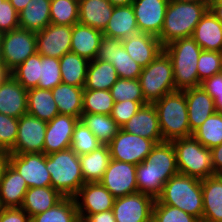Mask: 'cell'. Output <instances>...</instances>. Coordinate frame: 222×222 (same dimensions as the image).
<instances>
[{"mask_svg":"<svg viewBox=\"0 0 222 222\" xmlns=\"http://www.w3.org/2000/svg\"><path fill=\"white\" fill-rule=\"evenodd\" d=\"M210 150L214 174L222 175V144L217 145Z\"/></svg>","mask_w":222,"mask_h":222,"instance_id":"53","label":"cell"},{"mask_svg":"<svg viewBox=\"0 0 222 222\" xmlns=\"http://www.w3.org/2000/svg\"><path fill=\"white\" fill-rule=\"evenodd\" d=\"M177 2L194 3V2H209V0H168V3H177Z\"/></svg>","mask_w":222,"mask_h":222,"instance_id":"60","label":"cell"},{"mask_svg":"<svg viewBox=\"0 0 222 222\" xmlns=\"http://www.w3.org/2000/svg\"><path fill=\"white\" fill-rule=\"evenodd\" d=\"M114 7L108 0H78V22L103 32Z\"/></svg>","mask_w":222,"mask_h":222,"instance_id":"27","label":"cell"},{"mask_svg":"<svg viewBox=\"0 0 222 222\" xmlns=\"http://www.w3.org/2000/svg\"><path fill=\"white\" fill-rule=\"evenodd\" d=\"M28 189L24 178L9 164L0 181V208L21 207Z\"/></svg>","mask_w":222,"mask_h":222,"instance_id":"26","label":"cell"},{"mask_svg":"<svg viewBox=\"0 0 222 222\" xmlns=\"http://www.w3.org/2000/svg\"><path fill=\"white\" fill-rule=\"evenodd\" d=\"M113 105L110 90H83L82 113L110 115Z\"/></svg>","mask_w":222,"mask_h":222,"instance_id":"41","label":"cell"},{"mask_svg":"<svg viewBox=\"0 0 222 222\" xmlns=\"http://www.w3.org/2000/svg\"><path fill=\"white\" fill-rule=\"evenodd\" d=\"M96 59L111 63L121 79H138L143 67L126 52L121 39L103 35Z\"/></svg>","mask_w":222,"mask_h":222,"instance_id":"11","label":"cell"},{"mask_svg":"<svg viewBox=\"0 0 222 222\" xmlns=\"http://www.w3.org/2000/svg\"><path fill=\"white\" fill-rule=\"evenodd\" d=\"M51 0H31L27 6L18 13L19 28L39 32L50 23Z\"/></svg>","mask_w":222,"mask_h":222,"instance_id":"30","label":"cell"},{"mask_svg":"<svg viewBox=\"0 0 222 222\" xmlns=\"http://www.w3.org/2000/svg\"><path fill=\"white\" fill-rule=\"evenodd\" d=\"M202 180L184 174L172 176L165 184L157 200L202 219Z\"/></svg>","mask_w":222,"mask_h":222,"instance_id":"4","label":"cell"},{"mask_svg":"<svg viewBox=\"0 0 222 222\" xmlns=\"http://www.w3.org/2000/svg\"><path fill=\"white\" fill-rule=\"evenodd\" d=\"M183 92L187 101L189 127L194 132L208 117L217 112L215 102L201 86Z\"/></svg>","mask_w":222,"mask_h":222,"instance_id":"23","label":"cell"},{"mask_svg":"<svg viewBox=\"0 0 222 222\" xmlns=\"http://www.w3.org/2000/svg\"><path fill=\"white\" fill-rule=\"evenodd\" d=\"M62 83L60 61L40 55V78L38 88L52 90Z\"/></svg>","mask_w":222,"mask_h":222,"instance_id":"44","label":"cell"},{"mask_svg":"<svg viewBox=\"0 0 222 222\" xmlns=\"http://www.w3.org/2000/svg\"><path fill=\"white\" fill-rule=\"evenodd\" d=\"M30 222H81L74 197H63L43 213L30 218Z\"/></svg>","mask_w":222,"mask_h":222,"instance_id":"38","label":"cell"},{"mask_svg":"<svg viewBox=\"0 0 222 222\" xmlns=\"http://www.w3.org/2000/svg\"><path fill=\"white\" fill-rule=\"evenodd\" d=\"M113 6H127L131 5L134 0H108Z\"/></svg>","mask_w":222,"mask_h":222,"instance_id":"58","label":"cell"},{"mask_svg":"<svg viewBox=\"0 0 222 222\" xmlns=\"http://www.w3.org/2000/svg\"><path fill=\"white\" fill-rule=\"evenodd\" d=\"M193 136L209 149L222 144V113L216 112L208 117Z\"/></svg>","mask_w":222,"mask_h":222,"instance_id":"39","label":"cell"},{"mask_svg":"<svg viewBox=\"0 0 222 222\" xmlns=\"http://www.w3.org/2000/svg\"><path fill=\"white\" fill-rule=\"evenodd\" d=\"M200 82L222 72V52L202 50L197 63Z\"/></svg>","mask_w":222,"mask_h":222,"instance_id":"46","label":"cell"},{"mask_svg":"<svg viewBox=\"0 0 222 222\" xmlns=\"http://www.w3.org/2000/svg\"><path fill=\"white\" fill-rule=\"evenodd\" d=\"M100 183L115 198L137 193L136 165L111 159Z\"/></svg>","mask_w":222,"mask_h":222,"instance_id":"13","label":"cell"},{"mask_svg":"<svg viewBox=\"0 0 222 222\" xmlns=\"http://www.w3.org/2000/svg\"><path fill=\"white\" fill-rule=\"evenodd\" d=\"M145 102L153 104L164 95L176 91L171 58L162 50L158 56L142 69L138 78Z\"/></svg>","mask_w":222,"mask_h":222,"instance_id":"8","label":"cell"},{"mask_svg":"<svg viewBox=\"0 0 222 222\" xmlns=\"http://www.w3.org/2000/svg\"><path fill=\"white\" fill-rule=\"evenodd\" d=\"M79 120L71 115L58 114L48 121L43 153L49 155L71 148V138Z\"/></svg>","mask_w":222,"mask_h":222,"instance_id":"19","label":"cell"},{"mask_svg":"<svg viewBox=\"0 0 222 222\" xmlns=\"http://www.w3.org/2000/svg\"><path fill=\"white\" fill-rule=\"evenodd\" d=\"M83 90L84 87L65 83H60L53 88L51 91L59 114L71 115L80 119L83 108Z\"/></svg>","mask_w":222,"mask_h":222,"instance_id":"33","label":"cell"},{"mask_svg":"<svg viewBox=\"0 0 222 222\" xmlns=\"http://www.w3.org/2000/svg\"><path fill=\"white\" fill-rule=\"evenodd\" d=\"M138 32L132 5L115 6L103 35L122 40Z\"/></svg>","mask_w":222,"mask_h":222,"instance_id":"29","label":"cell"},{"mask_svg":"<svg viewBox=\"0 0 222 222\" xmlns=\"http://www.w3.org/2000/svg\"><path fill=\"white\" fill-rule=\"evenodd\" d=\"M72 26L49 24L36 32L37 53L46 57L60 59L71 52Z\"/></svg>","mask_w":222,"mask_h":222,"instance_id":"17","label":"cell"},{"mask_svg":"<svg viewBox=\"0 0 222 222\" xmlns=\"http://www.w3.org/2000/svg\"><path fill=\"white\" fill-rule=\"evenodd\" d=\"M80 120L102 145H108L120 130L115 120L107 114L82 113Z\"/></svg>","mask_w":222,"mask_h":222,"instance_id":"37","label":"cell"},{"mask_svg":"<svg viewBox=\"0 0 222 222\" xmlns=\"http://www.w3.org/2000/svg\"><path fill=\"white\" fill-rule=\"evenodd\" d=\"M10 4L15 8V10L19 13L20 11H22L27 4L31 1V0H9Z\"/></svg>","mask_w":222,"mask_h":222,"instance_id":"57","label":"cell"},{"mask_svg":"<svg viewBox=\"0 0 222 222\" xmlns=\"http://www.w3.org/2000/svg\"><path fill=\"white\" fill-rule=\"evenodd\" d=\"M147 104L145 101H130L114 102L110 116L115 120L121 128L129 119L135 115L142 105Z\"/></svg>","mask_w":222,"mask_h":222,"instance_id":"49","label":"cell"},{"mask_svg":"<svg viewBox=\"0 0 222 222\" xmlns=\"http://www.w3.org/2000/svg\"><path fill=\"white\" fill-rule=\"evenodd\" d=\"M19 28V15L9 0L0 3V34Z\"/></svg>","mask_w":222,"mask_h":222,"instance_id":"50","label":"cell"},{"mask_svg":"<svg viewBox=\"0 0 222 222\" xmlns=\"http://www.w3.org/2000/svg\"><path fill=\"white\" fill-rule=\"evenodd\" d=\"M122 44L129 56L143 68L163 50L158 37L143 32L122 39Z\"/></svg>","mask_w":222,"mask_h":222,"instance_id":"22","label":"cell"},{"mask_svg":"<svg viewBox=\"0 0 222 222\" xmlns=\"http://www.w3.org/2000/svg\"><path fill=\"white\" fill-rule=\"evenodd\" d=\"M80 221L88 215L112 210L115 197L100 183H85L74 197Z\"/></svg>","mask_w":222,"mask_h":222,"instance_id":"16","label":"cell"},{"mask_svg":"<svg viewBox=\"0 0 222 222\" xmlns=\"http://www.w3.org/2000/svg\"><path fill=\"white\" fill-rule=\"evenodd\" d=\"M47 122L30 114L19 118L18 134L10 153H43Z\"/></svg>","mask_w":222,"mask_h":222,"instance_id":"12","label":"cell"},{"mask_svg":"<svg viewBox=\"0 0 222 222\" xmlns=\"http://www.w3.org/2000/svg\"><path fill=\"white\" fill-rule=\"evenodd\" d=\"M10 74L25 89L38 87L40 78V54L29 56L23 63L13 69Z\"/></svg>","mask_w":222,"mask_h":222,"instance_id":"40","label":"cell"},{"mask_svg":"<svg viewBox=\"0 0 222 222\" xmlns=\"http://www.w3.org/2000/svg\"><path fill=\"white\" fill-rule=\"evenodd\" d=\"M59 61L62 83L84 87L89 61L73 52L64 54Z\"/></svg>","mask_w":222,"mask_h":222,"instance_id":"36","label":"cell"},{"mask_svg":"<svg viewBox=\"0 0 222 222\" xmlns=\"http://www.w3.org/2000/svg\"><path fill=\"white\" fill-rule=\"evenodd\" d=\"M121 129L130 134L154 140L156 143L163 142L157 111L153 104L142 105Z\"/></svg>","mask_w":222,"mask_h":222,"instance_id":"20","label":"cell"},{"mask_svg":"<svg viewBox=\"0 0 222 222\" xmlns=\"http://www.w3.org/2000/svg\"><path fill=\"white\" fill-rule=\"evenodd\" d=\"M63 196L51 186L29 188L21 208L31 217L57 204Z\"/></svg>","mask_w":222,"mask_h":222,"instance_id":"31","label":"cell"},{"mask_svg":"<svg viewBox=\"0 0 222 222\" xmlns=\"http://www.w3.org/2000/svg\"><path fill=\"white\" fill-rule=\"evenodd\" d=\"M0 113L17 119L27 114V89L11 74L0 82Z\"/></svg>","mask_w":222,"mask_h":222,"instance_id":"21","label":"cell"},{"mask_svg":"<svg viewBox=\"0 0 222 222\" xmlns=\"http://www.w3.org/2000/svg\"><path fill=\"white\" fill-rule=\"evenodd\" d=\"M84 183L100 182L111 160L108 145H101L96 150L79 156Z\"/></svg>","mask_w":222,"mask_h":222,"instance_id":"32","label":"cell"},{"mask_svg":"<svg viewBox=\"0 0 222 222\" xmlns=\"http://www.w3.org/2000/svg\"><path fill=\"white\" fill-rule=\"evenodd\" d=\"M118 79L117 71L111 63L94 59L89 61L84 89L110 90Z\"/></svg>","mask_w":222,"mask_h":222,"instance_id":"35","label":"cell"},{"mask_svg":"<svg viewBox=\"0 0 222 222\" xmlns=\"http://www.w3.org/2000/svg\"><path fill=\"white\" fill-rule=\"evenodd\" d=\"M46 169L51 177V187L63 197H75L85 184L79 155L71 148L46 155Z\"/></svg>","mask_w":222,"mask_h":222,"instance_id":"5","label":"cell"},{"mask_svg":"<svg viewBox=\"0 0 222 222\" xmlns=\"http://www.w3.org/2000/svg\"><path fill=\"white\" fill-rule=\"evenodd\" d=\"M155 199L137 192L115 198L113 213L116 222H146L152 217Z\"/></svg>","mask_w":222,"mask_h":222,"instance_id":"15","label":"cell"},{"mask_svg":"<svg viewBox=\"0 0 222 222\" xmlns=\"http://www.w3.org/2000/svg\"><path fill=\"white\" fill-rule=\"evenodd\" d=\"M78 0H51V24L73 26L79 21Z\"/></svg>","mask_w":222,"mask_h":222,"instance_id":"42","label":"cell"},{"mask_svg":"<svg viewBox=\"0 0 222 222\" xmlns=\"http://www.w3.org/2000/svg\"><path fill=\"white\" fill-rule=\"evenodd\" d=\"M19 119L0 113V149L10 151L18 134Z\"/></svg>","mask_w":222,"mask_h":222,"instance_id":"48","label":"cell"},{"mask_svg":"<svg viewBox=\"0 0 222 222\" xmlns=\"http://www.w3.org/2000/svg\"><path fill=\"white\" fill-rule=\"evenodd\" d=\"M10 151L0 149V181L4 175L7 166L10 164Z\"/></svg>","mask_w":222,"mask_h":222,"instance_id":"55","label":"cell"},{"mask_svg":"<svg viewBox=\"0 0 222 222\" xmlns=\"http://www.w3.org/2000/svg\"><path fill=\"white\" fill-rule=\"evenodd\" d=\"M209 9V2L168 3L163 28L158 37L164 47L170 42L192 37L196 25Z\"/></svg>","mask_w":222,"mask_h":222,"instance_id":"2","label":"cell"},{"mask_svg":"<svg viewBox=\"0 0 222 222\" xmlns=\"http://www.w3.org/2000/svg\"><path fill=\"white\" fill-rule=\"evenodd\" d=\"M203 215L210 222H222V175L202 180Z\"/></svg>","mask_w":222,"mask_h":222,"instance_id":"28","label":"cell"},{"mask_svg":"<svg viewBox=\"0 0 222 222\" xmlns=\"http://www.w3.org/2000/svg\"><path fill=\"white\" fill-rule=\"evenodd\" d=\"M192 38L202 50L222 52V22L210 9L196 25Z\"/></svg>","mask_w":222,"mask_h":222,"instance_id":"24","label":"cell"},{"mask_svg":"<svg viewBox=\"0 0 222 222\" xmlns=\"http://www.w3.org/2000/svg\"><path fill=\"white\" fill-rule=\"evenodd\" d=\"M178 173L172 142L157 143L146 159L136 165L138 192L157 199L162 193L164 184Z\"/></svg>","mask_w":222,"mask_h":222,"instance_id":"1","label":"cell"},{"mask_svg":"<svg viewBox=\"0 0 222 222\" xmlns=\"http://www.w3.org/2000/svg\"><path fill=\"white\" fill-rule=\"evenodd\" d=\"M0 67H5L2 60V52H1V34H0Z\"/></svg>","mask_w":222,"mask_h":222,"instance_id":"61","label":"cell"},{"mask_svg":"<svg viewBox=\"0 0 222 222\" xmlns=\"http://www.w3.org/2000/svg\"><path fill=\"white\" fill-rule=\"evenodd\" d=\"M175 149L180 174L203 180L214 176L211 150L203 146L193 135L171 141Z\"/></svg>","mask_w":222,"mask_h":222,"instance_id":"7","label":"cell"},{"mask_svg":"<svg viewBox=\"0 0 222 222\" xmlns=\"http://www.w3.org/2000/svg\"><path fill=\"white\" fill-rule=\"evenodd\" d=\"M152 217L157 222H197L198 219L179 208L167 204H161L155 199Z\"/></svg>","mask_w":222,"mask_h":222,"instance_id":"47","label":"cell"},{"mask_svg":"<svg viewBox=\"0 0 222 222\" xmlns=\"http://www.w3.org/2000/svg\"><path fill=\"white\" fill-rule=\"evenodd\" d=\"M81 222H116L113 210L88 215Z\"/></svg>","mask_w":222,"mask_h":222,"instance_id":"54","label":"cell"},{"mask_svg":"<svg viewBox=\"0 0 222 222\" xmlns=\"http://www.w3.org/2000/svg\"><path fill=\"white\" fill-rule=\"evenodd\" d=\"M0 222H30V216L21 207L0 208Z\"/></svg>","mask_w":222,"mask_h":222,"instance_id":"52","label":"cell"},{"mask_svg":"<svg viewBox=\"0 0 222 222\" xmlns=\"http://www.w3.org/2000/svg\"><path fill=\"white\" fill-rule=\"evenodd\" d=\"M146 222H157L153 217H151L148 221Z\"/></svg>","mask_w":222,"mask_h":222,"instance_id":"62","label":"cell"},{"mask_svg":"<svg viewBox=\"0 0 222 222\" xmlns=\"http://www.w3.org/2000/svg\"><path fill=\"white\" fill-rule=\"evenodd\" d=\"M209 9L222 22V0H209Z\"/></svg>","mask_w":222,"mask_h":222,"instance_id":"56","label":"cell"},{"mask_svg":"<svg viewBox=\"0 0 222 222\" xmlns=\"http://www.w3.org/2000/svg\"><path fill=\"white\" fill-rule=\"evenodd\" d=\"M10 165L24 178L28 188L51 186L44 153H11Z\"/></svg>","mask_w":222,"mask_h":222,"instance_id":"14","label":"cell"},{"mask_svg":"<svg viewBox=\"0 0 222 222\" xmlns=\"http://www.w3.org/2000/svg\"><path fill=\"white\" fill-rule=\"evenodd\" d=\"M110 92L114 102L145 101L138 79L119 78L110 88Z\"/></svg>","mask_w":222,"mask_h":222,"instance_id":"45","label":"cell"},{"mask_svg":"<svg viewBox=\"0 0 222 222\" xmlns=\"http://www.w3.org/2000/svg\"><path fill=\"white\" fill-rule=\"evenodd\" d=\"M103 32L81 23L72 26L71 52L92 61L96 59Z\"/></svg>","mask_w":222,"mask_h":222,"instance_id":"25","label":"cell"},{"mask_svg":"<svg viewBox=\"0 0 222 222\" xmlns=\"http://www.w3.org/2000/svg\"><path fill=\"white\" fill-rule=\"evenodd\" d=\"M27 114L44 120H52L59 110L51 90L31 88L27 90Z\"/></svg>","mask_w":222,"mask_h":222,"instance_id":"34","label":"cell"},{"mask_svg":"<svg viewBox=\"0 0 222 222\" xmlns=\"http://www.w3.org/2000/svg\"><path fill=\"white\" fill-rule=\"evenodd\" d=\"M171 58L176 91L199 87L197 63L202 51L192 37L174 40L163 47Z\"/></svg>","mask_w":222,"mask_h":222,"instance_id":"3","label":"cell"},{"mask_svg":"<svg viewBox=\"0 0 222 222\" xmlns=\"http://www.w3.org/2000/svg\"><path fill=\"white\" fill-rule=\"evenodd\" d=\"M139 32L159 37L164 24L168 0H134L131 4Z\"/></svg>","mask_w":222,"mask_h":222,"instance_id":"18","label":"cell"},{"mask_svg":"<svg viewBox=\"0 0 222 222\" xmlns=\"http://www.w3.org/2000/svg\"><path fill=\"white\" fill-rule=\"evenodd\" d=\"M156 144L154 140L130 134L120 128L108 146L111 159L137 165L146 159Z\"/></svg>","mask_w":222,"mask_h":222,"instance_id":"10","label":"cell"},{"mask_svg":"<svg viewBox=\"0 0 222 222\" xmlns=\"http://www.w3.org/2000/svg\"><path fill=\"white\" fill-rule=\"evenodd\" d=\"M153 105L157 111L163 141L193 135L189 127L187 101L183 91L164 95Z\"/></svg>","mask_w":222,"mask_h":222,"instance_id":"6","label":"cell"},{"mask_svg":"<svg viewBox=\"0 0 222 222\" xmlns=\"http://www.w3.org/2000/svg\"><path fill=\"white\" fill-rule=\"evenodd\" d=\"M200 86L214 99L216 111L222 113V72L205 79Z\"/></svg>","mask_w":222,"mask_h":222,"instance_id":"51","label":"cell"},{"mask_svg":"<svg viewBox=\"0 0 222 222\" xmlns=\"http://www.w3.org/2000/svg\"><path fill=\"white\" fill-rule=\"evenodd\" d=\"M1 52L4 66L11 72L37 52L36 32L17 28L1 34Z\"/></svg>","mask_w":222,"mask_h":222,"instance_id":"9","label":"cell"},{"mask_svg":"<svg viewBox=\"0 0 222 222\" xmlns=\"http://www.w3.org/2000/svg\"><path fill=\"white\" fill-rule=\"evenodd\" d=\"M197 222H210V221H207V220H204V219H199Z\"/></svg>","mask_w":222,"mask_h":222,"instance_id":"63","label":"cell"},{"mask_svg":"<svg viewBox=\"0 0 222 222\" xmlns=\"http://www.w3.org/2000/svg\"><path fill=\"white\" fill-rule=\"evenodd\" d=\"M10 72L5 67H0V82H2Z\"/></svg>","mask_w":222,"mask_h":222,"instance_id":"59","label":"cell"},{"mask_svg":"<svg viewBox=\"0 0 222 222\" xmlns=\"http://www.w3.org/2000/svg\"><path fill=\"white\" fill-rule=\"evenodd\" d=\"M101 145L91 130L79 120L71 138V149L80 156L96 150Z\"/></svg>","mask_w":222,"mask_h":222,"instance_id":"43","label":"cell"}]
</instances>
